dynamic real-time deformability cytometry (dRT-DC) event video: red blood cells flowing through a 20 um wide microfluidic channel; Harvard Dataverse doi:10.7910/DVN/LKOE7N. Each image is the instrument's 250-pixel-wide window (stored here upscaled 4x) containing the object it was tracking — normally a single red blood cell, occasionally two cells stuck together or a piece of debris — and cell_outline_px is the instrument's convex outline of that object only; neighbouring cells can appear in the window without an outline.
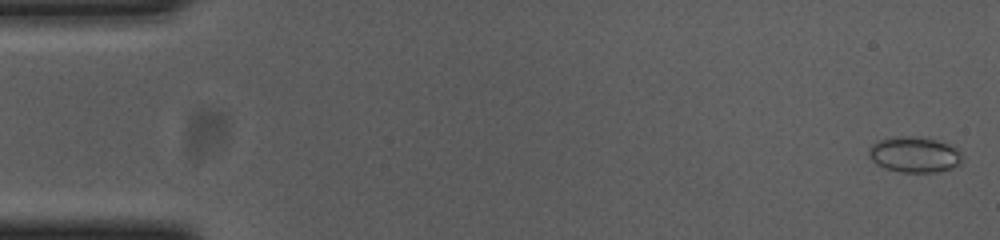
{"species": "common noctule bat (a hibernating species)", "species_latin": "Nyctalus noctula", "temperature_condition": "cold", "stored_images_in_passage": 55, "camera_frame_rate_fps": 3000, "um_per_image_px": 0.085, "animal": {"sex": "female", "body_mass_g": 23.0, "forearm_length_mm": 53.4}, "frame": {"image": 1, "passage_image": 1, "time_ms": 0.0, "image_size_px": [1000, 240], "cell_outline_px": [[964, 160], [960, 164], [952, 168], [936, 172], [900, 172], [884, 168], [876, 164], [868, 156], [868, 148], [876, 140], [888, 136], [920, 136], [936, 140], [960, 148], [964, 156]], "centroid_in_image_um": [77.73, 13.12], "position_along_channel_um": 7.3, "area_um2": 20.11}}
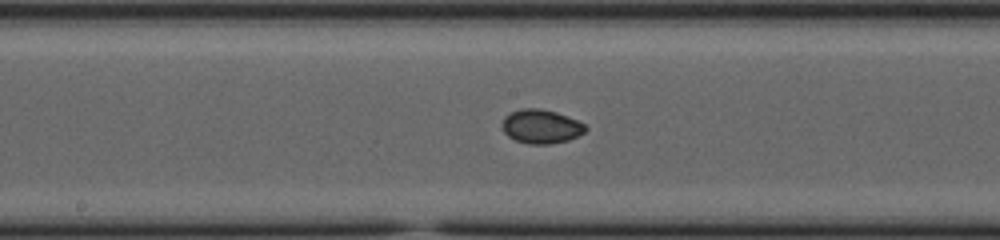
{"frame": {"image": 2, "passage_image": 28, "time_ms": 9.0, "image_size_px": [1000, 240], "cell_outline_px": [[588, 128], [584, 132], [568, 140], [548, 144], [528, 144], [516, 140], [508, 136], [504, 132], [504, 116], [520, 108], [540, 108], [556, 112], [568, 116], [584, 124]], "centroid_in_image_um": [46.0, 10.74], "position_along_channel_um": 202.2, "area_um2": 16.3}}
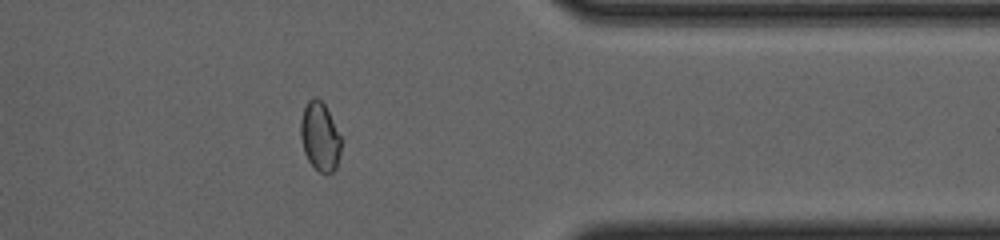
{"frame": {"image": 3, "passage_image": 44, "time_ms": 14.333, "image_size_px": [1000, 240], "cell_outline_px": [[340, 156], [336, 168], [332, 172], [320, 172], [308, 160], [304, 152], [300, 136], [300, 120], [304, 108], [308, 100], [312, 96], [316, 96], [324, 104], [340, 136]], "centroid_in_image_um": [27.17, 11.59], "position_along_channel_um": 384.2, "area_um2": 16.01}, "authors_computed_cell_mechanics": {"area_um2": 16.3574, "velocity_mm_per_s": 3.7054, "shape_relaxation_time_tau1_ms": 3.4152, "shape_relaxation_time_tau2_ms": 0.9847, "deformation_change_tau1": 0.0766, "deformation_change_tau2": 0.0292}}